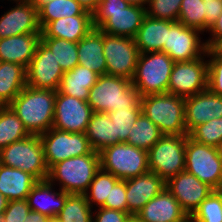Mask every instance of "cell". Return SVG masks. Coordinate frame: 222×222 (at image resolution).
<instances>
[{"mask_svg":"<svg viewBox=\"0 0 222 222\" xmlns=\"http://www.w3.org/2000/svg\"><path fill=\"white\" fill-rule=\"evenodd\" d=\"M56 91L26 86L8 105L30 134L41 135L52 128Z\"/></svg>","mask_w":222,"mask_h":222,"instance_id":"1","label":"cell"},{"mask_svg":"<svg viewBox=\"0 0 222 222\" xmlns=\"http://www.w3.org/2000/svg\"><path fill=\"white\" fill-rule=\"evenodd\" d=\"M141 96L131 81L114 75H101L90 88L87 102L93 112L141 109Z\"/></svg>","mask_w":222,"mask_h":222,"instance_id":"2","label":"cell"},{"mask_svg":"<svg viewBox=\"0 0 222 222\" xmlns=\"http://www.w3.org/2000/svg\"><path fill=\"white\" fill-rule=\"evenodd\" d=\"M142 113L163 135H188L185 127V98L164 93L141 97Z\"/></svg>","mask_w":222,"mask_h":222,"instance_id":"3","label":"cell"},{"mask_svg":"<svg viewBox=\"0 0 222 222\" xmlns=\"http://www.w3.org/2000/svg\"><path fill=\"white\" fill-rule=\"evenodd\" d=\"M99 169V154L76 156L54 164L49 169L47 179L53 185L59 182V189L66 193L84 194Z\"/></svg>","mask_w":222,"mask_h":222,"instance_id":"4","label":"cell"},{"mask_svg":"<svg viewBox=\"0 0 222 222\" xmlns=\"http://www.w3.org/2000/svg\"><path fill=\"white\" fill-rule=\"evenodd\" d=\"M174 63L167 53H140L131 83L141 97L168 93Z\"/></svg>","mask_w":222,"mask_h":222,"instance_id":"5","label":"cell"},{"mask_svg":"<svg viewBox=\"0 0 222 222\" xmlns=\"http://www.w3.org/2000/svg\"><path fill=\"white\" fill-rule=\"evenodd\" d=\"M100 168L120 180L149 172L148 151L126 142L110 145L99 152Z\"/></svg>","mask_w":222,"mask_h":222,"instance_id":"6","label":"cell"},{"mask_svg":"<svg viewBox=\"0 0 222 222\" xmlns=\"http://www.w3.org/2000/svg\"><path fill=\"white\" fill-rule=\"evenodd\" d=\"M2 165L30 173L38 181L48 178L49 169L39 135H29L0 150Z\"/></svg>","mask_w":222,"mask_h":222,"instance_id":"7","label":"cell"},{"mask_svg":"<svg viewBox=\"0 0 222 222\" xmlns=\"http://www.w3.org/2000/svg\"><path fill=\"white\" fill-rule=\"evenodd\" d=\"M187 135H163L148 150L149 170L165 182L185 171Z\"/></svg>","mask_w":222,"mask_h":222,"instance_id":"8","label":"cell"},{"mask_svg":"<svg viewBox=\"0 0 222 222\" xmlns=\"http://www.w3.org/2000/svg\"><path fill=\"white\" fill-rule=\"evenodd\" d=\"M39 136L43 144L44 158L48 169L71 157L99 154L92 149L85 133H69L51 128Z\"/></svg>","mask_w":222,"mask_h":222,"instance_id":"9","label":"cell"},{"mask_svg":"<svg viewBox=\"0 0 222 222\" xmlns=\"http://www.w3.org/2000/svg\"><path fill=\"white\" fill-rule=\"evenodd\" d=\"M103 52L107 65L106 74L131 81L140 55L134 39L103 32Z\"/></svg>","mask_w":222,"mask_h":222,"instance_id":"10","label":"cell"},{"mask_svg":"<svg viewBox=\"0 0 222 222\" xmlns=\"http://www.w3.org/2000/svg\"><path fill=\"white\" fill-rule=\"evenodd\" d=\"M185 171L214 188L222 174L219 148L198 143L187 135Z\"/></svg>","mask_w":222,"mask_h":222,"instance_id":"11","label":"cell"},{"mask_svg":"<svg viewBox=\"0 0 222 222\" xmlns=\"http://www.w3.org/2000/svg\"><path fill=\"white\" fill-rule=\"evenodd\" d=\"M208 89V60L175 62L170 74L168 93L189 97Z\"/></svg>","mask_w":222,"mask_h":222,"instance_id":"12","label":"cell"},{"mask_svg":"<svg viewBox=\"0 0 222 222\" xmlns=\"http://www.w3.org/2000/svg\"><path fill=\"white\" fill-rule=\"evenodd\" d=\"M201 31L186 27L179 21L169 20L167 43L161 52L167 53L174 62L192 61L206 56L207 47L199 37ZM203 54V56H202Z\"/></svg>","mask_w":222,"mask_h":222,"instance_id":"13","label":"cell"},{"mask_svg":"<svg viewBox=\"0 0 222 222\" xmlns=\"http://www.w3.org/2000/svg\"><path fill=\"white\" fill-rule=\"evenodd\" d=\"M146 16V8L129 5L125 10L93 11L94 28L110 35L134 39L142 21Z\"/></svg>","mask_w":222,"mask_h":222,"instance_id":"14","label":"cell"},{"mask_svg":"<svg viewBox=\"0 0 222 222\" xmlns=\"http://www.w3.org/2000/svg\"><path fill=\"white\" fill-rule=\"evenodd\" d=\"M92 114L87 101L56 91L52 128L69 133H85Z\"/></svg>","mask_w":222,"mask_h":222,"instance_id":"15","label":"cell"},{"mask_svg":"<svg viewBox=\"0 0 222 222\" xmlns=\"http://www.w3.org/2000/svg\"><path fill=\"white\" fill-rule=\"evenodd\" d=\"M63 75L52 51L40 41L26 69L27 86L57 91Z\"/></svg>","mask_w":222,"mask_h":222,"instance_id":"16","label":"cell"},{"mask_svg":"<svg viewBox=\"0 0 222 222\" xmlns=\"http://www.w3.org/2000/svg\"><path fill=\"white\" fill-rule=\"evenodd\" d=\"M166 189L179 202L190 217L213 188L200 181L195 175L183 171L166 182Z\"/></svg>","mask_w":222,"mask_h":222,"instance_id":"17","label":"cell"},{"mask_svg":"<svg viewBox=\"0 0 222 222\" xmlns=\"http://www.w3.org/2000/svg\"><path fill=\"white\" fill-rule=\"evenodd\" d=\"M11 1V0H10ZM16 6L0 18V39L26 33H41L38 11L29 0H12Z\"/></svg>","mask_w":222,"mask_h":222,"instance_id":"18","label":"cell"},{"mask_svg":"<svg viewBox=\"0 0 222 222\" xmlns=\"http://www.w3.org/2000/svg\"><path fill=\"white\" fill-rule=\"evenodd\" d=\"M222 117V96L206 89L185 98V127L189 134L196 126Z\"/></svg>","mask_w":222,"mask_h":222,"instance_id":"19","label":"cell"},{"mask_svg":"<svg viewBox=\"0 0 222 222\" xmlns=\"http://www.w3.org/2000/svg\"><path fill=\"white\" fill-rule=\"evenodd\" d=\"M128 213L136 215L152 198L166 186V182L157 174L149 171L125 180Z\"/></svg>","mask_w":222,"mask_h":222,"instance_id":"20","label":"cell"},{"mask_svg":"<svg viewBox=\"0 0 222 222\" xmlns=\"http://www.w3.org/2000/svg\"><path fill=\"white\" fill-rule=\"evenodd\" d=\"M136 216L142 222H189L190 217L166 187L152 198Z\"/></svg>","mask_w":222,"mask_h":222,"instance_id":"21","label":"cell"},{"mask_svg":"<svg viewBox=\"0 0 222 222\" xmlns=\"http://www.w3.org/2000/svg\"><path fill=\"white\" fill-rule=\"evenodd\" d=\"M52 187L53 184L48 179L38 181L31 188L26 200L31 210L49 218H56L70 193H66L61 189H59L60 192H55Z\"/></svg>","mask_w":222,"mask_h":222,"instance_id":"22","label":"cell"},{"mask_svg":"<svg viewBox=\"0 0 222 222\" xmlns=\"http://www.w3.org/2000/svg\"><path fill=\"white\" fill-rule=\"evenodd\" d=\"M41 33H26L0 39V61L16 63L26 69L31 62Z\"/></svg>","mask_w":222,"mask_h":222,"instance_id":"23","label":"cell"},{"mask_svg":"<svg viewBox=\"0 0 222 222\" xmlns=\"http://www.w3.org/2000/svg\"><path fill=\"white\" fill-rule=\"evenodd\" d=\"M92 16H72L49 22L41 30V38H59L77 43L92 29Z\"/></svg>","mask_w":222,"mask_h":222,"instance_id":"24","label":"cell"},{"mask_svg":"<svg viewBox=\"0 0 222 222\" xmlns=\"http://www.w3.org/2000/svg\"><path fill=\"white\" fill-rule=\"evenodd\" d=\"M78 64L92 70L99 76L106 75V59L103 52V32L93 28L77 42Z\"/></svg>","mask_w":222,"mask_h":222,"instance_id":"25","label":"cell"},{"mask_svg":"<svg viewBox=\"0 0 222 222\" xmlns=\"http://www.w3.org/2000/svg\"><path fill=\"white\" fill-rule=\"evenodd\" d=\"M169 20L144 17L134 41L140 53L161 52L167 43Z\"/></svg>","mask_w":222,"mask_h":222,"instance_id":"26","label":"cell"},{"mask_svg":"<svg viewBox=\"0 0 222 222\" xmlns=\"http://www.w3.org/2000/svg\"><path fill=\"white\" fill-rule=\"evenodd\" d=\"M38 180L18 168L2 165L0 168V193L8 200L27 199L31 188Z\"/></svg>","mask_w":222,"mask_h":222,"instance_id":"27","label":"cell"},{"mask_svg":"<svg viewBox=\"0 0 222 222\" xmlns=\"http://www.w3.org/2000/svg\"><path fill=\"white\" fill-rule=\"evenodd\" d=\"M99 75L82 65L64 72L58 88L62 94L87 101L90 88L97 82Z\"/></svg>","mask_w":222,"mask_h":222,"instance_id":"28","label":"cell"},{"mask_svg":"<svg viewBox=\"0 0 222 222\" xmlns=\"http://www.w3.org/2000/svg\"><path fill=\"white\" fill-rule=\"evenodd\" d=\"M26 86L24 66L0 61V106H8Z\"/></svg>","mask_w":222,"mask_h":222,"instance_id":"29","label":"cell"},{"mask_svg":"<svg viewBox=\"0 0 222 222\" xmlns=\"http://www.w3.org/2000/svg\"><path fill=\"white\" fill-rule=\"evenodd\" d=\"M85 134L96 152H100L107 146L121 143L108 113L93 112Z\"/></svg>","mask_w":222,"mask_h":222,"instance_id":"30","label":"cell"},{"mask_svg":"<svg viewBox=\"0 0 222 222\" xmlns=\"http://www.w3.org/2000/svg\"><path fill=\"white\" fill-rule=\"evenodd\" d=\"M72 16H92L77 0H51L38 11L41 30L51 21Z\"/></svg>","mask_w":222,"mask_h":222,"instance_id":"31","label":"cell"},{"mask_svg":"<svg viewBox=\"0 0 222 222\" xmlns=\"http://www.w3.org/2000/svg\"><path fill=\"white\" fill-rule=\"evenodd\" d=\"M162 136L159 128L141 113L132 126L126 143L148 151Z\"/></svg>","mask_w":222,"mask_h":222,"instance_id":"32","label":"cell"},{"mask_svg":"<svg viewBox=\"0 0 222 222\" xmlns=\"http://www.w3.org/2000/svg\"><path fill=\"white\" fill-rule=\"evenodd\" d=\"M31 135L9 106H0V150Z\"/></svg>","mask_w":222,"mask_h":222,"instance_id":"33","label":"cell"},{"mask_svg":"<svg viewBox=\"0 0 222 222\" xmlns=\"http://www.w3.org/2000/svg\"><path fill=\"white\" fill-rule=\"evenodd\" d=\"M84 194H70L56 217L60 222H93V214Z\"/></svg>","mask_w":222,"mask_h":222,"instance_id":"34","label":"cell"},{"mask_svg":"<svg viewBox=\"0 0 222 222\" xmlns=\"http://www.w3.org/2000/svg\"><path fill=\"white\" fill-rule=\"evenodd\" d=\"M41 41L52 51L63 72L78 65L77 43L59 38H41Z\"/></svg>","mask_w":222,"mask_h":222,"instance_id":"35","label":"cell"},{"mask_svg":"<svg viewBox=\"0 0 222 222\" xmlns=\"http://www.w3.org/2000/svg\"><path fill=\"white\" fill-rule=\"evenodd\" d=\"M120 179L115 177L113 174L102 170L101 168L95 173L94 179L89 185L88 191L84 195L93 208V203L98 207H102L105 204L106 199H109V194L112 187Z\"/></svg>","mask_w":222,"mask_h":222,"instance_id":"36","label":"cell"},{"mask_svg":"<svg viewBox=\"0 0 222 222\" xmlns=\"http://www.w3.org/2000/svg\"><path fill=\"white\" fill-rule=\"evenodd\" d=\"M178 21L186 27L205 32V3L203 0H182Z\"/></svg>","mask_w":222,"mask_h":222,"instance_id":"37","label":"cell"},{"mask_svg":"<svg viewBox=\"0 0 222 222\" xmlns=\"http://www.w3.org/2000/svg\"><path fill=\"white\" fill-rule=\"evenodd\" d=\"M188 136L198 143L218 148L222 144V117L196 126Z\"/></svg>","mask_w":222,"mask_h":222,"instance_id":"38","label":"cell"},{"mask_svg":"<svg viewBox=\"0 0 222 222\" xmlns=\"http://www.w3.org/2000/svg\"><path fill=\"white\" fill-rule=\"evenodd\" d=\"M190 222H222V199L212 191L190 216Z\"/></svg>","mask_w":222,"mask_h":222,"instance_id":"39","label":"cell"},{"mask_svg":"<svg viewBox=\"0 0 222 222\" xmlns=\"http://www.w3.org/2000/svg\"><path fill=\"white\" fill-rule=\"evenodd\" d=\"M182 0H149L146 15L150 18L178 21Z\"/></svg>","mask_w":222,"mask_h":222,"instance_id":"40","label":"cell"},{"mask_svg":"<svg viewBox=\"0 0 222 222\" xmlns=\"http://www.w3.org/2000/svg\"><path fill=\"white\" fill-rule=\"evenodd\" d=\"M141 113V109H118L108 113L121 142L127 141L129 132Z\"/></svg>","mask_w":222,"mask_h":222,"instance_id":"41","label":"cell"},{"mask_svg":"<svg viewBox=\"0 0 222 222\" xmlns=\"http://www.w3.org/2000/svg\"><path fill=\"white\" fill-rule=\"evenodd\" d=\"M208 89L222 96V53L217 48L207 49Z\"/></svg>","mask_w":222,"mask_h":222,"instance_id":"42","label":"cell"},{"mask_svg":"<svg viewBox=\"0 0 222 222\" xmlns=\"http://www.w3.org/2000/svg\"><path fill=\"white\" fill-rule=\"evenodd\" d=\"M102 207L128 212L125 180H119L112 187L109 199H106L105 204Z\"/></svg>","mask_w":222,"mask_h":222,"instance_id":"43","label":"cell"},{"mask_svg":"<svg viewBox=\"0 0 222 222\" xmlns=\"http://www.w3.org/2000/svg\"><path fill=\"white\" fill-rule=\"evenodd\" d=\"M31 209L26 199L8 201L7 208L2 213L5 222H25Z\"/></svg>","mask_w":222,"mask_h":222,"instance_id":"44","label":"cell"},{"mask_svg":"<svg viewBox=\"0 0 222 222\" xmlns=\"http://www.w3.org/2000/svg\"><path fill=\"white\" fill-rule=\"evenodd\" d=\"M96 213H94L93 222H125L130 215L128 212L104 207H99Z\"/></svg>","mask_w":222,"mask_h":222,"instance_id":"45","label":"cell"},{"mask_svg":"<svg viewBox=\"0 0 222 222\" xmlns=\"http://www.w3.org/2000/svg\"><path fill=\"white\" fill-rule=\"evenodd\" d=\"M205 3V30L213 25L222 13V0H203Z\"/></svg>","mask_w":222,"mask_h":222,"instance_id":"46","label":"cell"},{"mask_svg":"<svg viewBox=\"0 0 222 222\" xmlns=\"http://www.w3.org/2000/svg\"><path fill=\"white\" fill-rule=\"evenodd\" d=\"M211 33V38L206 40L207 49L218 48L222 44V13L213 25L208 29Z\"/></svg>","mask_w":222,"mask_h":222,"instance_id":"47","label":"cell"},{"mask_svg":"<svg viewBox=\"0 0 222 222\" xmlns=\"http://www.w3.org/2000/svg\"><path fill=\"white\" fill-rule=\"evenodd\" d=\"M130 4L125 0H100L94 11L125 10Z\"/></svg>","mask_w":222,"mask_h":222,"instance_id":"48","label":"cell"},{"mask_svg":"<svg viewBox=\"0 0 222 222\" xmlns=\"http://www.w3.org/2000/svg\"><path fill=\"white\" fill-rule=\"evenodd\" d=\"M51 218L39 212L31 210L25 218V222H49Z\"/></svg>","mask_w":222,"mask_h":222,"instance_id":"49","label":"cell"},{"mask_svg":"<svg viewBox=\"0 0 222 222\" xmlns=\"http://www.w3.org/2000/svg\"><path fill=\"white\" fill-rule=\"evenodd\" d=\"M87 11L91 13L97 8L100 0H77Z\"/></svg>","mask_w":222,"mask_h":222,"instance_id":"50","label":"cell"},{"mask_svg":"<svg viewBox=\"0 0 222 222\" xmlns=\"http://www.w3.org/2000/svg\"><path fill=\"white\" fill-rule=\"evenodd\" d=\"M32 6L39 11L44 5H46L51 0H29Z\"/></svg>","mask_w":222,"mask_h":222,"instance_id":"51","label":"cell"},{"mask_svg":"<svg viewBox=\"0 0 222 222\" xmlns=\"http://www.w3.org/2000/svg\"><path fill=\"white\" fill-rule=\"evenodd\" d=\"M127 1L130 5H136L140 7L146 8V5L148 4L149 0H125Z\"/></svg>","mask_w":222,"mask_h":222,"instance_id":"52","label":"cell"},{"mask_svg":"<svg viewBox=\"0 0 222 222\" xmlns=\"http://www.w3.org/2000/svg\"><path fill=\"white\" fill-rule=\"evenodd\" d=\"M213 191L222 199V174L217 185L213 188Z\"/></svg>","mask_w":222,"mask_h":222,"instance_id":"53","label":"cell"},{"mask_svg":"<svg viewBox=\"0 0 222 222\" xmlns=\"http://www.w3.org/2000/svg\"><path fill=\"white\" fill-rule=\"evenodd\" d=\"M8 200L0 193V214L7 208Z\"/></svg>","mask_w":222,"mask_h":222,"instance_id":"54","label":"cell"},{"mask_svg":"<svg viewBox=\"0 0 222 222\" xmlns=\"http://www.w3.org/2000/svg\"><path fill=\"white\" fill-rule=\"evenodd\" d=\"M125 222H142L136 215H129Z\"/></svg>","mask_w":222,"mask_h":222,"instance_id":"55","label":"cell"},{"mask_svg":"<svg viewBox=\"0 0 222 222\" xmlns=\"http://www.w3.org/2000/svg\"><path fill=\"white\" fill-rule=\"evenodd\" d=\"M218 148H219V153H220L221 160H222V144Z\"/></svg>","mask_w":222,"mask_h":222,"instance_id":"56","label":"cell"},{"mask_svg":"<svg viewBox=\"0 0 222 222\" xmlns=\"http://www.w3.org/2000/svg\"><path fill=\"white\" fill-rule=\"evenodd\" d=\"M49 222H60V221L57 220L56 218H51Z\"/></svg>","mask_w":222,"mask_h":222,"instance_id":"57","label":"cell"},{"mask_svg":"<svg viewBox=\"0 0 222 222\" xmlns=\"http://www.w3.org/2000/svg\"><path fill=\"white\" fill-rule=\"evenodd\" d=\"M0 222H5L4 219L2 218V214H0Z\"/></svg>","mask_w":222,"mask_h":222,"instance_id":"58","label":"cell"},{"mask_svg":"<svg viewBox=\"0 0 222 222\" xmlns=\"http://www.w3.org/2000/svg\"><path fill=\"white\" fill-rule=\"evenodd\" d=\"M2 166V159H1V154H0V168Z\"/></svg>","mask_w":222,"mask_h":222,"instance_id":"59","label":"cell"},{"mask_svg":"<svg viewBox=\"0 0 222 222\" xmlns=\"http://www.w3.org/2000/svg\"><path fill=\"white\" fill-rule=\"evenodd\" d=\"M217 49L222 53V47H218Z\"/></svg>","mask_w":222,"mask_h":222,"instance_id":"60","label":"cell"}]
</instances>
